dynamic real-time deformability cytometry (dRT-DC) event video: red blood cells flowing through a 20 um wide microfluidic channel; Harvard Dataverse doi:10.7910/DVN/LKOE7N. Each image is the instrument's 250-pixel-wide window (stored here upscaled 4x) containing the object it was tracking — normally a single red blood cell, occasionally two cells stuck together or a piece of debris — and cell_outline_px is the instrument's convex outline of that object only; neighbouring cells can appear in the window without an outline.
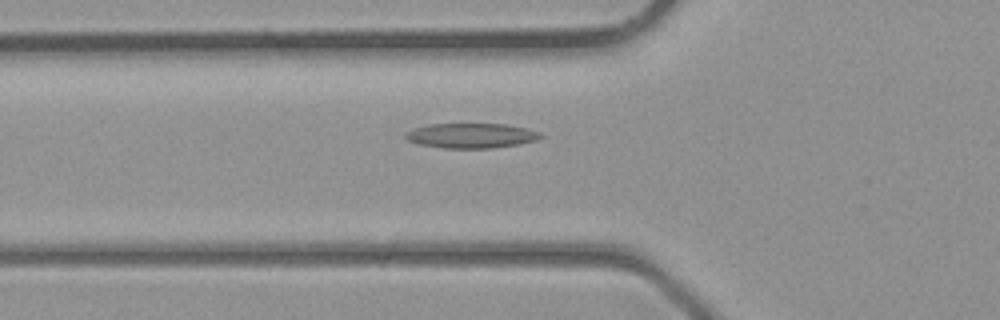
{"species": "common noctule bat (a hibernating species)", "species_latin": "Nyctalus noctula", "temperature_condition": "room temperature", "stored_images_in_passage": 28, "camera_frame_rate_fps": 3000, "um_per_image_px": 0.085, "animal": {"sex": "male", "body_mass_g": 23.1, "forearm_length_mm": 52.7}, "frame": {"image": 1, "passage_image": 4, "time_ms": 1.0, "image_size_px": [1000, 320], "cell_outline_px": [[544, 136], [536, 140], [520, 144], [492, 148], [444, 148], [420, 144], [408, 140], [404, 136], [404, 132], [416, 128], [432, 124], [508, 124], [528, 128], [540, 132]], "centroid_in_image_um": [40.1, 11.53], "position_along_channel_um": 85.7, "area_um2": 19.59}}
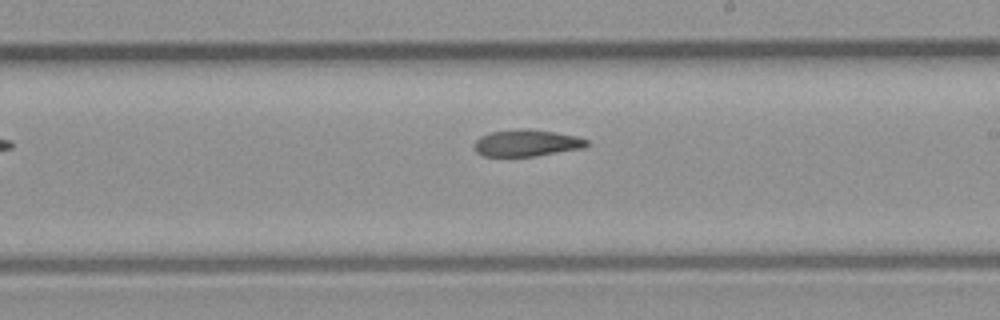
{"frame": {"image": 2, "passage_image": 13, "time_ms": 4.0, "image_size_px": [1000, 320], "cell_outline_px": [[588, 144], [584, 148], [536, 156], [484, 156], [476, 152], [476, 140], [480, 136], [492, 132], [552, 132], [576, 136], [588, 140]], "centroid_in_image_um": [44.8, 12.22], "position_along_channel_um": 244.2, "area_um2": 16.42}}
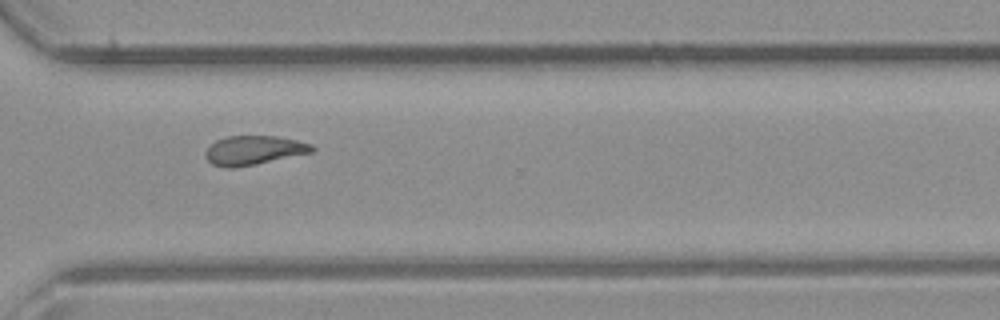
{"frame": {"image": 3, "passage_image": 19, "time_ms": 6.0, "image_size_px": [1000, 320], "cell_outline_px": [[316, 148], [312, 152], [256, 164], [236, 168], [224, 168], [212, 164], [204, 156], [204, 152], [216, 140], [228, 136], [276, 136], [296, 140], [312, 144]], "centroid_in_image_um": [21.55, 12.78], "position_along_channel_um": 349.0, "area_um2": 18.09}}